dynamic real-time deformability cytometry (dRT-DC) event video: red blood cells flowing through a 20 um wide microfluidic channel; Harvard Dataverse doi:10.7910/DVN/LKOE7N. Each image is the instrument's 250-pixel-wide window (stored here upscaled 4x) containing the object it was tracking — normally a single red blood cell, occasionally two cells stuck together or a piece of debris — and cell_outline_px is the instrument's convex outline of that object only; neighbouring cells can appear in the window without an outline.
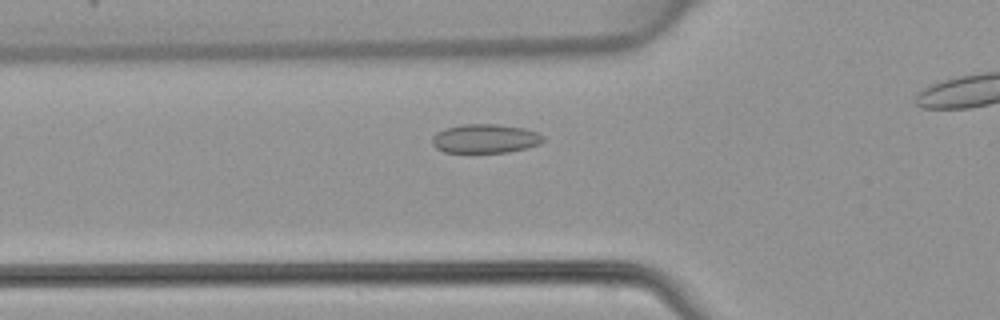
{"species": "common noctule bat (a hibernating species)", "species_latin": "Nyctalus noctula", "temperature_condition": "warm", "stored_images_in_passage": 33, "camera_frame_rate_fps": 3000, "um_per_image_px": 0.085, "animal": {"sex": "female", "body_mass_g": 22.7, "forearm_length_mm": 54.2}, "frame": {"image": 1, "passage_image": 10, "time_ms": 3.0, "image_size_px": [1000, 320], "cell_outline_px": [[544, 140], [540, 144], [528, 148], [508, 152], [444, 152], [436, 148], [432, 144], [432, 136], [436, 132], [444, 128], [464, 124], [496, 124], [524, 128], [536, 132], [544, 136]], "centroid_in_image_um": [41.23, 11.78], "position_along_channel_um": 84.6, "area_um2": 18.84}}
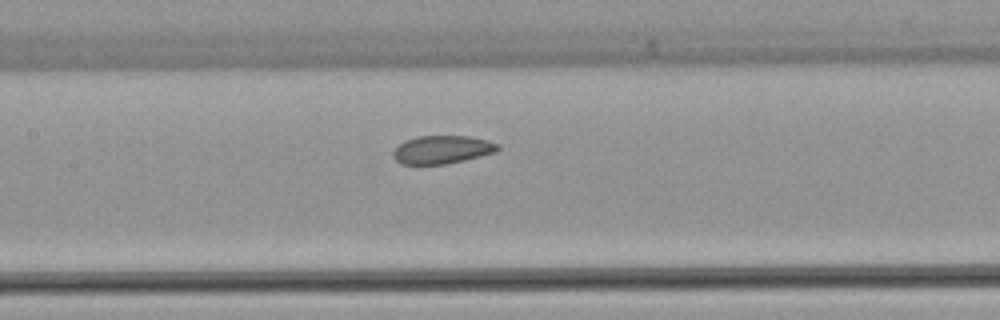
{"frame": {"image": 2, "passage_image": 16, "time_ms": 5.0, "image_size_px": [1000, 320], "cell_outline_px": [[500, 148], [496, 152], [464, 160], [444, 164], [400, 164], [392, 156], [392, 152], [404, 140], [416, 136], [468, 136], [488, 140], [500, 144]], "centroid_in_image_um": [37.58, 12.71], "position_along_channel_um": 169.8, "area_um2": 17.22}}
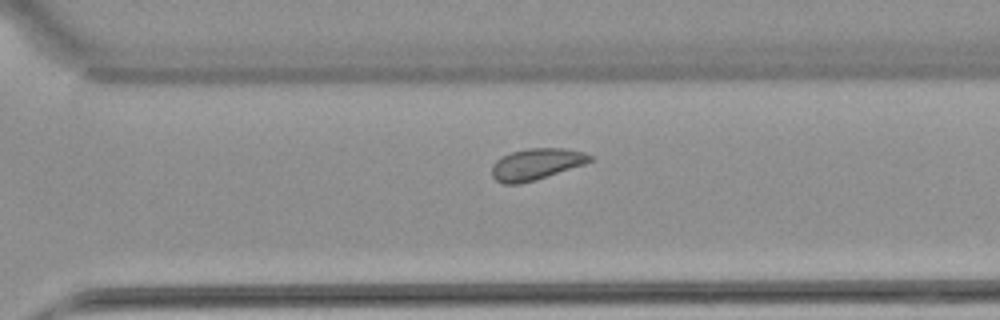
{"frame": {"image": 3, "passage_image": 27, "time_ms": 8.667, "image_size_px": [1000, 320], "cell_outline_px": [[592, 160], [584, 164], [536, 180], [520, 184], [504, 184], [496, 180], [492, 176], [492, 164], [496, 160], [512, 152], [524, 148], [564, 148], [584, 152], [592, 156]], "centroid_in_image_um": [45.57, 13.95], "position_along_channel_um": 325.0, "area_um2": 17.92}}